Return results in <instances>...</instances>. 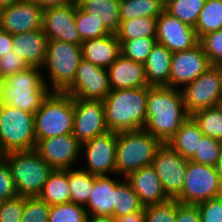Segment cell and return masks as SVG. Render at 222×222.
I'll return each instance as SVG.
<instances>
[{
	"label": "cell",
	"instance_id": "1",
	"mask_svg": "<svg viewBox=\"0 0 222 222\" xmlns=\"http://www.w3.org/2000/svg\"><path fill=\"white\" fill-rule=\"evenodd\" d=\"M147 121L144 130L167 143L190 117L183 101L181 89L167 86H148Z\"/></svg>",
	"mask_w": 222,
	"mask_h": 222
},
{
	"label": "cell",
	"instance_id": "2",
	"mask_svg": "<svg viewBox=\"0 0 222 222\" xmlns=\"http://www.w3.org/2000/svg\"><path fill=\"white\" fill-rule=\"evenodd\" d=\"M148 87L111 90L102 100L109 131H136L147 121Z\"/></svg>",
	"mask_w": 222,
	"mask_h": 222
},
{
	"label": "cell",
	"instance_id": "3",
	"mask_svg": "<svg viewBox=\"0 0 222 222\" xmlns=\"http://www.w3.org/2000/svg\"><path fill=\"white\" fill-rule=\"evenodd\" d=\"M42 72V68L28 67L6 77L0 87V103L35 114L51 92Z\"/></svg>",
	"mask_w": 222,
	"mask_h": 222
},
{
	"label": "cell",
	"instance_id": "4",
	"mask_svg": "<svg viewBox=\"0 0 222 222\" xmlns=\"http://www.w3.org/2000/svg\"><path fill=\"white\" fill-rule=\"evenodd\" d=\"M8 163L18 196L38 197L54 170L35 149L3 154Z\"/></svg>",
	"mask_w": 222,
	"mask_h": 222
},
{
	"label": "cell",
	"instance_id": "5",
	"mask_svg": "<svg viewBox=\"0 0 222 222\" xmlns=\"http://www.w3.org/2000/svg\"><path fill=\"white\" fill-rule=\"evenodd\" d=\"M161 142L144 129L117 133L116 176L125 178L131 172L152 165Z\"/></svg>",
	"mask_w": 222,
	"mask_h": 222
},
{
	"label": "cell",
	"instance_id": "6",
	"mask_svg": "<svg viewBox=\"0 0 222 222\" xmlns=\"http://www.w3.org/2000/svg\"><path fill=\"white\" fill-rule=\"evenodd\" d=\"M73 118V97L65 92L51 91L34 114L36 141L72 133Z\"/></svg>",
	"mask_w": 222,
	"mask_h": 222
},
{
	"label": "cell",
	"instance_id": "7",
	"mask_svg": "<svg viewBox=\"0 0 222 222\" xmlns=\"http://www.w3.org/2000/svg\"><path fill=\"white\" fill-rule=\"evenodd\" d=\"M81 60V45L48 40L46 59L42 69L48 70V79L43 78L49 89L64 92L73 83Z\"/></svg>",
	"mask_w": 222,
	"mask_h": 222
},
{
	"label": "cell",
	"instance_id": "8",
	"mask_svg": "<svg viewBox=\"0 0 222 222\" xmlns=\"http://www.w3.org/2000/svg\"><path fill=\"white\" fill-rule=\"evenodd\" d=\"M34 114L0 103V152L35 149Z\"/></svg>",
	"mask_w": 222,
	"mask_h": 222
},
{
	"label": "cell",
	"instance_id": "9",
	"mask_svg": "<svg viewBox=\"0 0 222 222\" xmlns=\"http://www.w3.org/2000/svg\"><path fill=\"white\" fill-rule=\"evenodd\" d=\"M220 196L222 183L215 167L188 160L184 186L176 200L184 204H198Z\"/></svg>",
	"mask_w": 222,
	"mask_h": 222
},
{
	"label": "cell",
	"instance_id": "10",
	"mask_svg": "<svg viewBox=\"0 0 222 222\" xmlns=\"http://www.w3.org/2000/svg\"><path fill=\"white\" fill-rule=\"evenodd\" d=\"M185 109L189 115L202 109L220 105L221 80L217 66H211L197 79L181 89Z\"/></svg>",
	"mask_w": 222,
	"mask_h": 222
},
{
	"label": "cell",
	"instance_id": "11",
	"mask_svg": "<svg viewBox=\"0 0 222 222\" xmlns=\"http://www.w3.org/2000/svg\"><path fill=\"white\" fill-rule=\"evenodd\" d=\"M188 160L162 143L156 150L152 162L160 178L163 191L169 199H176L182 191Z\"/></svg>",
	"mask_w": 222,
	"mask_h": 222
},
{
	"label": "cell",
	"instance_id": "12",
	"mask_svg": "<svg viewBox=\"0 0 222 222\" xmlns=\"http://www.w3.org/2000/svg\"><path fill=\"white\" fill-rule=\"evenodd\" d=\"M116 145L117 132L112 131L82 143L80 155L86 156L87 164L82 169L97 176L116 175Z\"/></svg>",
	"mask_w": 222,
	"mask_h": 222
},
{
	"label": "cell",
	"instance_id": "13",
	"mask_svg": "<svg viewBox=\"0 0 222 222\" xmlns=\"http://www.w3.org/2000/svg\"><path fill=\"white\" fill-rule=\"evenodd\" d=\"M64 92L82 100H103L111 92L107 69L82 59L73 83Z\"/></svg>",
	"mask_w": 222,
	"mask_h": 222
},
{
	"label": "cell",
	"instance_id": "14",
	"mask_svg": "<svg viewBox=\"0 0 222 222\" xmlns=\"http://www.w3.org/2000/svg\"><path fill=\"white\" fill-rule=\"evenodd\" d=\"M74 100L73 135L82 144L109 131L102 100Z\"/></svg>",
	"mask_w": 222,
	"mask_h": 222
},
{
	"label": "cell",
	"instance_id": "15",
	"mask_svg": "<svg viewBox=\"0 0 222 222\" xmlns=\"http://www.w3.org/2000/svg\"><path fill=\"white\" fill-rule=\"evenodd\" d=\"M35 150L53 169H70L81 159V143L70 134L41 139Z\"/></svg>",
	"mask_w": 222,
	"mask_h": 222
},
{
	"label": "cell",
	"instance_id": "16",
	"mask_svg": "<svg viewBox=\"0 0 222 222\" xmlns=\"http://www.w3.org/2000/svg\"><path fill=\"white\" fill-rule=\"evenodd\" d=\"M211 66L200 43L186 51L175 52L171 58L169 87L182 89Z\"/></svg>",
	"mask_w": 222,
	"mask_h": 222
},
{
	"label": "cell",
	"instance_id": "17",
	"mask_svg": "<svg viewBox=\"0 0 222 222\" xmlns=\"http://www.w3.org/2000/svg\"><path fill=\"white\" fill-rule=\"evenodd\" d=\"M43 13L33 1L18 0L0 9V29L12 35L42 29Z\"/></svg>",
	"mask_w": 222,
	"mask_h": 222
},
{
	"label": "cell",
	"instance_id": "18",
	"mask_svg": "<svg viewBox=\"0 0 222 222\" xmlns=\"http://www.w3.org/2000/svg\"><path fill=\"white\" fill-rule=\"evenodd\" d=\"M155 38L172 53L186 51L199 43L194 27L181 22L165 10L157 18Z\"/></svg>",
	"mask_w": 222,
	"mask_h": 222
},
{
	"label": "cell",
	"instance_id": "19",
	"mask_svg": "<svg viewBox=\"0 0 222 222\" xmlns=\"http://www.w3.org/2000/svg\"><path fill=\"white\" fill-rule=\"evenodd\" d=\"M75 18L76 4L45 9L42 29L48 40L81 45Z\"/></svg>",
	"mask_w": 222,
	"mask_h": 222
},
{
	"label": "cell",
	"instance_id": "20",
	"mask_svg": "<svg viewBox=\"0 0 222 222\" xmlns=\"http://www.w3.org/2000/svg\"><path fill=\"white\" fill-rule=\"evenodd\" d=\"M125 179L138 195L144 207L162 203L169 199L163 191L160 178L152 165L131 172Z\"/></svg>",
	"mask_w": 222,
	"mask_h": 222
},
{
	"label": "cell",
	"instance_id": "21",
	"mask_svg": "<svg viewBox=\"0 0 222 222\" xmlns=\"http://www.w3.org/2000/svg\"><path fill=\"white\" fill-rule=\"evenodd\" d=\"M111 90L148 87L144 64L119 55L107 68Z\"/></svg>",
	"mask_w": 222,
	"mask_h": 222
},
{
	"label": "cell",
	"instance_id": "22",
	"mask_svg": "<svg viewBox=\"0 0 222 222\" xmlns=\"http://www.w3.org/2000/svg\"><path fill=\"white\" fill-rule=\"evenodd\" d=\"M48 38L43 29L13 35L12 52L20 56L29 67L45 63Z\"/></svg>",
	"mask_w": 222,
	"mask_h": 222
},
{
	"label": "cell",
	"instance_id": "23",
	"mask_svg": "<svg viewBox=\"0 0 222 222\" xmlns=\"http://www.w3.org/2000/svg\"><path fill=\"white\" fill-rule=\"evenodd\" d=\"M81 53L82 59L107 69L121 54L120 41L116 34L86 39L81 43Z\"/></svg>",
	"mask_w": 222,
	"mask_h": 222
},
{
	"label": "cell",
	"instance_id": "24",
	"mask_svg": "<svg viewBox=\"0 0 222 222\" xmlns=\"http://www.w3.org/2000/svg\"><path fill=\"white\" fill-rule=\"evenodd\" d=\"M112 175L96 176L87 204L84 206L88 215L113 216L115 186L120 178ZM119 178V179H118Z\"/></svg>",
	"mask_w": 222,
	"mask_h": 222
},
{
	"label": "cell",
	"instance_id": "25",
	"mask_svg": "<svg viewBox=\"0 0 222 222\" xmlns=\"http://www.w3.org/2000/svg\"><path fill=\"white\" fill-rule=\"evenodd\" d=\"M173 53L163 44L156 42L144 63L149 86L169 87L171 58Z\"/></svg>",
	"mask_w": 222,
	"mask_h": 222
},
{
	"label": "cell",
	"instance_id": "26",
	"mask_svg": "<svg viewBox=\"0 0 222 222\" xmlns=\"http://www.w3.org/2000/svg\"><path fill=\"white\" fill-rule=\"evenodd\" d=\"M204 136L197 123L190 116L167 144L184 158L190 160L198 150V146Z\"/></svg>",
	"mask_w": 222,
	"mask_h": 222
},
{
	"label": "cell",
	"instance_id": "27",
	"mask_svg": "<svg viewBox=\"0 0 222 222\" xmlns=\"http://www.w3.org/2000/svg\"><path fill=\"white\" fill-rule=\"evenodd\" d=\"M79 7L86 13L94 15L111 33L116 34L120 27V0H88Z\"/></svg>",
	"mask_w": 222,
	"mask_h": 222
},
{
	"label": "cell",
	"instance_id": "28",
	"mask_svg": "<svg viewBox=\"0 0 222 222\" xmlns=\"http://www.w3.org/2000/svg\"><path fill=\"white\" fill-rule=\"evenodd\" d=\"M38 197L50 206L70 203L68 169H54Z\"/></svg>",
	"mask_w": 222,
	"mask_h": 222
},
{
	"label": "cell",
	"instance_id": "29",
	"mask_svg": "<svg viewBox=\"0 0 222 222\" xmlns=\"http://www.w3.org/2000/svg\"><path fill=\"white\" fill-rule=\"evenodd\" d=\"M97 175H93L83 169H68V184L72 203L86 205L94 186Z\"/></svg>",
	"mask_w": 222,
	"mask_h": 222
},
{
	"label": "cell",
	"instance_id": "30",
	"mask_svg": "<svg viewBox=\"0 0 222 222\" xmlns=\"http://www.w3.org/2000/svg\"><path fill=\"white\" fill-rule=\"evenodd\" d=\"M164 10L162 0H120V20L152 17L158 18Z\"/></svg>",
	"mask_w": 222,
	"mask_h": 222
},
{
	"label": "cell",
	"instance_id": "31",
	"mask_svg": "<svg viewBox=\"0 0 222 222\" xmlns=\"http://www.w3.org/2000/svg\"><path fill=\"white\" fill-rule=\"evenodd\" d=\"M113 204V217L115 218L144 210V206L141 204L138 195L125 178L121 179L115 186V199Z\"/></svg>",
	"mask_w": 222,
	"mask_h": 222
},
{
	"label": "cell",
	"instance_id": "32",
	"mask_svg": "<svg viewBox=\"0 0 222 222\" xmlns=\"http://www.w3.org/2000/svg\"><path fill=\"white\" fill-rule=\"evenodd\" d=\"M157 18L141 17L121 21L116 36L119 41L156 36Z\"/></svg>",
	"mask_w": 222,
	"mask_h": 222
},
{
	"label": "cell",
	"instance_id": "33",
	"mask_svg": "<svg viewBox=\"0 0 222 222\" xmlns=\"http://www.w3.org/2000/svg\"><path fill=\"white\" fill-rule=\"evenodd\" d=\"M206 0H166L164 10L181 22L195 27Z\"/></svg>",
	"mask_w": 222,
	"mask_h": 222
},
{
	"label": "cell",
	"instance_id": "34",
	"mask_svg": "<svg viewBox=\"0 0 222 222\" xmlns=\"http://www.w3.org/2000/svg\"><path fill=\"white\" fill-rule=\"evenodd\" d=\"M194 28L198 38L222 29V0H206Z\"/></svg>",
	"mask_w": 222,
	"mask_h": 222
},
{
	"label": "cell",
	"instance_id": "35",
	"mask_svg": "<svg viewBox=\"0 0 222 222\" xmlns=\"http://www.w3.org/2000/svg\"><path fill=\"white\" fill-rule=\"evenodd\" d=\"M205 136L222 141V107L217 105L190 115Z\"/></svg>",
	"mask_w": 222,
	"mask_h": 222
},
{
	"label": "cell",
	"instance_id": "36",
	"mask_svg": "<svg viewBox=\"0 0 222 222\" xmlns=\"http://www.w3.org/2000/svg\"><path fill=\"white\" fill-rule=\"evenodd\" d=\"M76 28L80 39H92L111 34L94 15L84 12L76 4Z\"/></svg>",
	"mask_w": 222,
	"mask_h": 222
},
{
	"label": "cell",
	"instance_id": "37",
	"mask_svg": "<svg viewBox=\"0 0 222 222\" xmlns=\"http://www.w3.org/2000/svg\"><path fill=\"white\" fill-rule=\"evenodd\" d=\"M156 42L155 37H142L120 41L121 55L134 62L144 64Z\"/></svg>",
	"mask_w": 222,
	"mask_h": 222
},
{
	"label": "cell",
	"instance_id": "38",
	"mask_svg": "<svg viewBox=\"0 0 222 222\" xmlns=\"http://www.w3.org/2000/svg\"><path fill=\"white\" fill-rule=\"evenodd\" d=\"M87 218L84 205L70 202L51 206L48 222H87Z\"/></svg>",
	"mask_w": 222,
	"mask_h": 222
},
{
	"label": "cell",
	"instance_id": "39",
	"mask_svg": "<svg viewBox=\"0 0 222 222\" xmlns=\"http://www.w3.org/2000/svg\"><path fill=\"white\" fill-rule=\"evenodd\" d=\"M222 154V141L204 136L190 161L215 167Z\"/></svg>",
	"mask_w": 222,
	"mask_h": 222
},
{
	"label": "cell",
	"instance_id": "40",
	"mask_svg": "<svg viewBox=\"0 0 222 222\" xmlns=\"http://www.w3.org/2000/svg\"><path fill=\"white\" fill-rule=\"evenodd\" d=\"M176 217V199H168L165 202L144 207L145 222H176Z\"/></svg>",
	"mask_w": 222,
	"mask_h": 222
},
{
	"label": "cell",
	"instance_id": "41",
	"mask_svg": "<svg viewBox=\"0 0 222 222\" xmlns=\"http://www.w3.org/2000/svg\"><path fill=\"white\" fill-rule=\"evenodd\" d=\"M51 206L39 197H25L20 222H48Z\"/></svg>",
	"mask_w": 222,
	"mask_h": 222
},
{
	"label": "cell",
	"instance_id": "42",
	"mask_svg": "<svg viewBox=\"0 0 222 222\" xmlns=\"http://www.w3.org/2000/svg\"><path fill=\"white\" fill-rule=\"evenodd\" d=\"M199 43L212 66L222 64V29L202 35Z\"/></svg>",
	"mask_w": 222,
	"mask_h": 222
},
{
	"label": "cell",
	"instance_id": "43",
	"mask_svg": "<svg viewBox=\"0 0 222 222\" xmlns=\"http://www.w3.org/2000/svg\"><path fill=\"white\" fill-rule=\"evenodd\" d=\"M25 205V197L15 196L0 202V222H20Z\"/></svg>",
	"mask_w": 222,
	"mask_h": 222
},
{
	"label": "cell",
	"instance_id": "44",
	"mask_svg": "<svg viewBox=\"0 0 222 222\" xmlns=\"http://www.w3.org/2000/svg\"><path fill=\"white\" fill-rule=\"evenodd\" d=\"M201 222H222V196L197 204Z\"/></svg>",
	"mask_w": 222,
	"mask_h": 222
},
{
	"label": "cell",
	"instance_id": "45",
	"mask_svg": "<svg viewBox=\"0 0 222 222\" xmlns=\"http://www.w3.org/2000/svg\"><path fill=\"white\" fill-rule=\"evenodd\" d=\"M28 67L20 56L11 51L0 57V78L4 80L6 77L19 73Z\"/></svg>",
	"mask_w": 222,
	"mask_h": 222
},
{
	"label": "cell",
	"instance_id": "46",
	"mask_svg": "<svg viewBox=\"0 0 222 222\" xmlns=\"http://www.w3.org/2000/svg\"><path fill=\"white\" fill-rule=\"evenodd\" d=\"M18 196L8 163L0 159V202Z\"/></svg>",
	"mask_w": 222,
	"mask_h": 222
},
{
	"label": "cell",
	"instance_id": "47",
	"mask_svg": "<svg viewBox=\"0 0 222 222\" xmlns=\"http://www.w3.org/2000/svg\"><path fill=\"white\" fill-rule=\"evenodd\" d=\"M176 222H201L197 204H184L177 201Z\"/></svg>",
	"mask_w": 222,
	"mask_h": 222
},
{
	"label": "cell",
	"instance_id": "48",
	"mask_svg": "<svg viewBox=\"0 0 222 222\" xmlns=\"http://www.w3.org/2000/svg\"><path fill=\"white\" fill-rule=\"evenodd\" d=\"M13 35L0 29V57L12 51Z\"/></svg>",
	"mask_w": 222,
	"mask_h": 222
},
{
	"label": "cell",
	"instance_id": "49",
	"mask_svg": "<svg viewBox=\"0 0 222 222\" xmlns=\"http://www.w3.org/2000/svg\"><path fill=\"white\" fill-rule=\"evenodd\" d=\"M36 3L43 10L52 7H61L76 4V0H30Z\"/></svg>",
	"mask_w": 222,
	"mask_h": 222
},
{
	"label": "cell",
	"instance_id": "50",
	"mask_svg": "<svg viewBox=\"0 0 222 222\" xmlns=\"http://www.w3.org/2000/svg\"><path fill=\"white\" fill-rule=\"evenodd\" d=\"M118 222H145L144 210L134 212L117 218Z\"/></svg>",
	"mask_w": 222,
	"mask_h": 222
},
{
	"label": "cell",
	"instance_id": "51",
	"mask_svg": "<svg viewBox=\"0 0 222 222\" xmlns=\"http://www.w3.org/2000/svg\"><path fill=\"white\" fill-rule=\"evenodd\" d=\"M87 222H118L113 216L88 215Z\"/></svg>",
	"mask_w": 222,
	"mask_h": 222
},
{
	"label": "cell",
	"instance_id": "52",
	"mask_svg": "<svg viewBox=\"0 0 222 222\" xmlns=\"http://www.w3.org/2000/svg\"><path fill=\"white\" fill-rule=\"evenodd\" d=\"M215 169L217 171V174L221 180V183H222V154H221V157L218 159L216 165H215Z\"/></svg>",
	"mask_w": 222,
	"mask_h": 222
},
{
	"label": "cell",
	"instance_id": "53",
	"mask_svg": "<svg viewBox=\"0 0 222 222\" xmlns=\"http://www.w3.org/2000/svg\"><path fill=\"white\" fill-rule=\"evenodd\" d=\"M18 0H0V9L8 7L9 5L17 2Z\"/></svg>",
	"mask_w": 222,
	"mask_h": 222
},
{
	"label": "cell",
	"instance_id": "54",
	"mask_svg": "<svg viewBox=\"0 0 222 222\" xmlns=\"http://www.w3.org/2000/svg\"><path fill=\"white\" fill-rule=\"evenodd\" d=\"M219 69V75H220V80H221V101H222V64L217 65Z\"/></svg>",
	"mask_w": 222,
	"mask_h": 222
},
{
	"label": "cell",
	"instance_id": "55",
	"mask_svg": "<svg viewBox=\"0 0 222 222\" xmlns=\"http://www.w3.org/2000/svg\"><path fill=\"white\" fill-rule=\"evenodd\" d=\"M84 1H88V0H76V4L79 6Z\"/></svg>",
	"mask_w": 222,
	"mask_h": 222
}]
</instances>
